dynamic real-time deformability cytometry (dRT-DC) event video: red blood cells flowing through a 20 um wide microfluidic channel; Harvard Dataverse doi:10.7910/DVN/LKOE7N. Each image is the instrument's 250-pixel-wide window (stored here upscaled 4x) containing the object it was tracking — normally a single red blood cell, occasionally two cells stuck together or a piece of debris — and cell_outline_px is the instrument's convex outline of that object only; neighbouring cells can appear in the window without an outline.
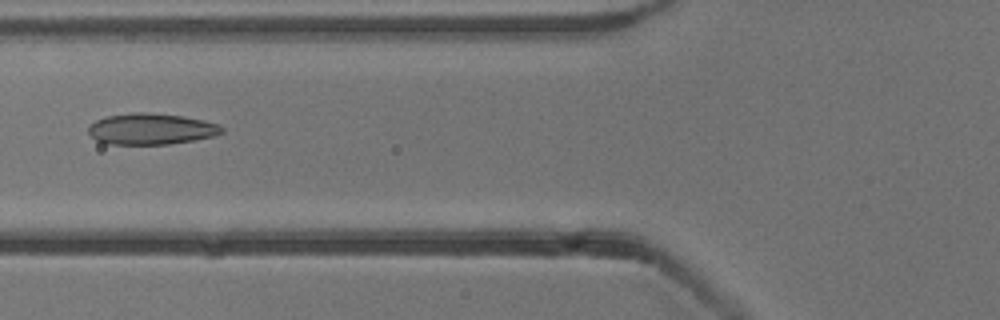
{"species": "common noctule bat (a hibernating species)", "species_latin": "Nyctalus noctula", "temperature_condition": "cold", "stored_images_in_passage": 53, "camera_frame_rate_fps": 3000, "um_per_image_px": 0.085, "animal": {"sex": "male", "body_mass_g": 13.3}, "frame": {"image": 1, "passage_image": 21, "time_ms": 6.667, "image_size_px": [1000, 320], "cell_outline_px": [[224, 132], [212, 136], [192, 140], [168, 144], [108, 144], [96, 140], [88, 132], [88, 128], [96, 120], [108, 116], [132, 112], [148, 112], [184, 116], [204, 120], [220, 124], [224, 128]], "centroid_in_image_um": [12.87, 10.95], "position_along_channel_um": 112.9, "area_um2": 24.22}}
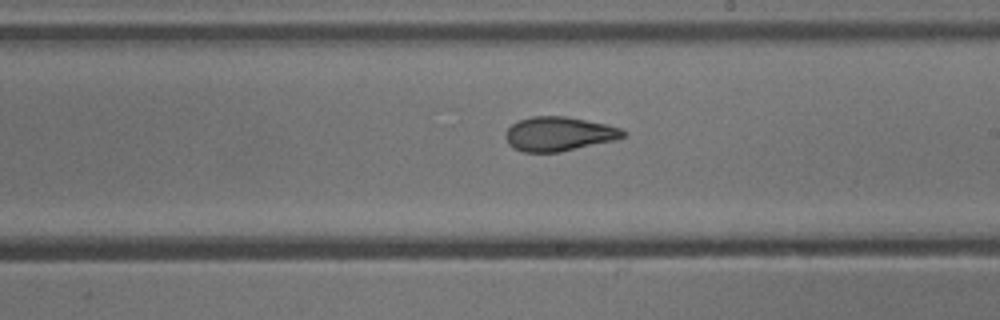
{"frame": {"image": 2, "passage_image": 31, "time_ms": 10.0, "image_size_px": [1000, 320], "cell_outline_px": [[624, 136], [612, 140], [560, 152], [524, 152], [512, 148], [508, 144], [504, 136], [508, 128], [512, 124], [520, 120], [532, 116], [568, 116], [608, 124], [624, 128]], "centroid_in_image_um": [47.48, 11.37], "position_along_channel_um": 241.5, "area_um2": 23.47}}
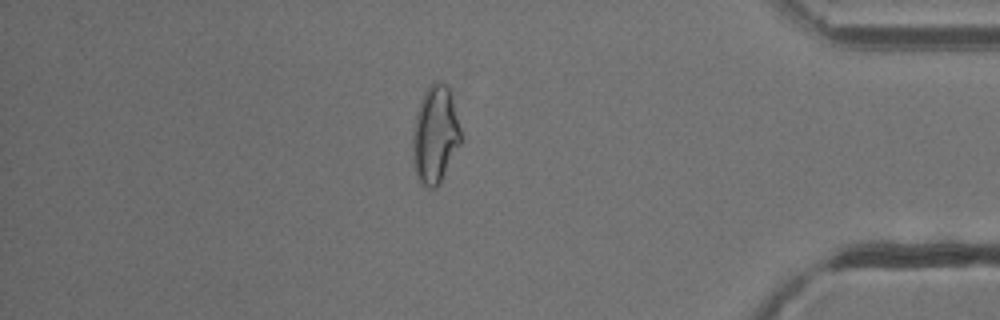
{"frame": {"image": 3, "passage_image": 46, "time_ms": 15.0, "image_size_px": [1000, 320], "cell_outline_px": [[460, 144], [440, 184], [436, 188], [428, 188], [420, 180], [416, 172], [412, 152], [412, 136], [416, 112], [420, 100], [424, 92], [436, 80], [444, 84], [448, 88], [452, 96], [460, 128]], "centroid_in_image_um": [36.98, 11.45], "position_along_channel_um": 398.2, "area_um2": 27.11}, "authors_computed_cell_mechanics": {"area_um2": 24.854, "velocity_mm_per_s": 3.8488, "shape_relaxation_time_tau1_ms": null, "shape_relaxation_time_tau2_ms": 1.7439, "deformation_change_tau1": null, "deformation_change_tau2": 0.0843}}